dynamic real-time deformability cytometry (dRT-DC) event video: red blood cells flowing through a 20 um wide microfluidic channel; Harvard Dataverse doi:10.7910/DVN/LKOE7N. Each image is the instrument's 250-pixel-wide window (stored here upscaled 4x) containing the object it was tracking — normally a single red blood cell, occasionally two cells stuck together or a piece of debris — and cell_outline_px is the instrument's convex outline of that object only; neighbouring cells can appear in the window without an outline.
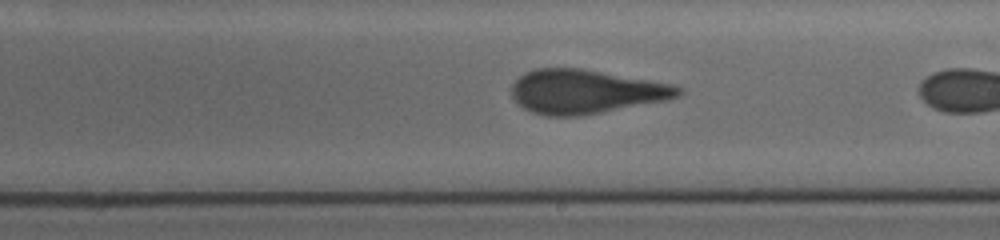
{"species": "human", "species_latin": "Homo sapiens", "temperature_condition": "cold", "stored_images_in_passage": 16, "camera_frame_rate_fps": 3000, "um_per_image_px": 0.085, "donor": {"sex": "female"}, "frame": {"image": 1, "passage_image": 14, "time_ms": 5.333, "image_size_px": [1000, 240], "cell_outline_px": [[684, 92], [680, 96], [668, 100], [580, 116], [544, 116], [532, 112], [524, 108], [512, 96], [512, 84], [524, 72], [536, 68], [580, 68], [672, 84], [684, 88]], "centroid_in_image_um": [49.8, 7.79], "position_along_channel_um": 239.2, "area_um2": 42.71}}